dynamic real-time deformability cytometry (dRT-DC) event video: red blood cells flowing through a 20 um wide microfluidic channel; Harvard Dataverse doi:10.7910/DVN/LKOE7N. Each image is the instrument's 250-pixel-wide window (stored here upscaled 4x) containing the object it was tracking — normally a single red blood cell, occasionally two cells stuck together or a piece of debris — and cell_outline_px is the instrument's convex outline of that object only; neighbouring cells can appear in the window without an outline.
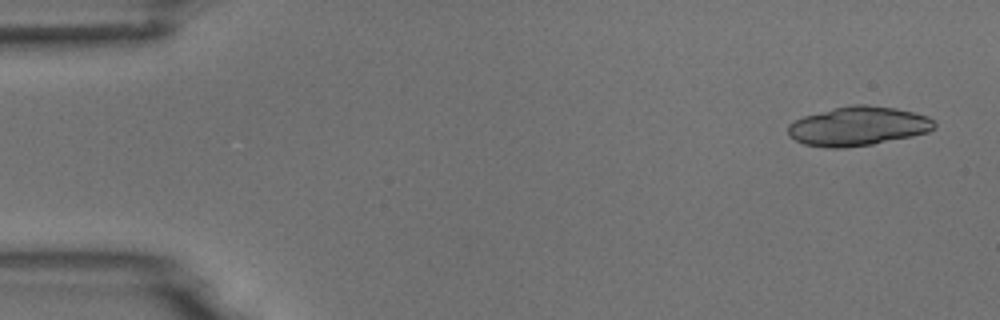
{"species": "common noctule bat (a hibernating species)", "species_latin": "Nyctalus noctula", "temperature_condition": "room temperature", "stored_images_in_passage": 13, "camera_frame_rate_fps": 3000, "um_per_image_px": 0.085, "animal": {"sex": "male", "body_mass_g": 18.8}, "frame": {"image": 1, "passage_image": 1, "time_ms": 0.0, "image_size_px": [1000, 320], "cell_outline_px": [[936, 128], [928, 132], [912, 136], [872, 144], [844, 148], [828, 148], [804, 144], [788, 136], [788, 124], [804, 116], [852, 104], [868, 104], [896, 108], [928, 116], [936, 124]], "centroid_in_image_um": [72.95, 10.73], "position_along_channel_um": 12.1, "area_um2": 33.29}}
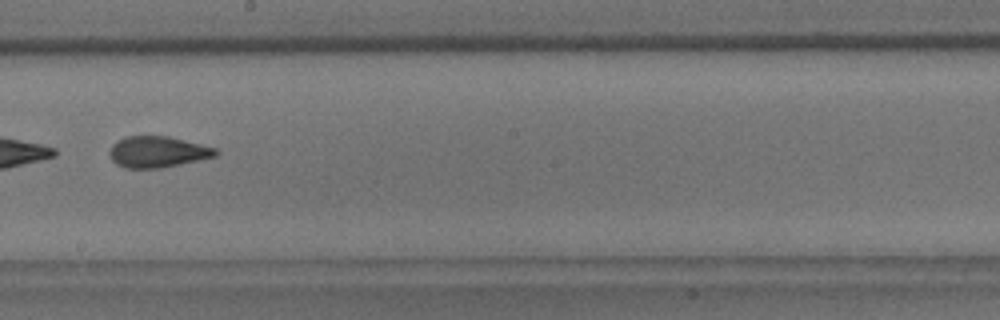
{"frame": {"image": 2, "passage_image": 8, "time_ms": 9.0, "image_size_px": [1000, 320], "cell_outline_px": [[220, 152], [216, 156], [200, 160], [160, 168], [124, 168], [116, 164], [112, 160], [108, 152], [112, 144], [116, 140], [124, 136], [168, 136], [216, 148]], "centroid_in_image_um": [13.37, 12.91], "position_along_channel_um": 234.8, "area_um2": 19.42}}
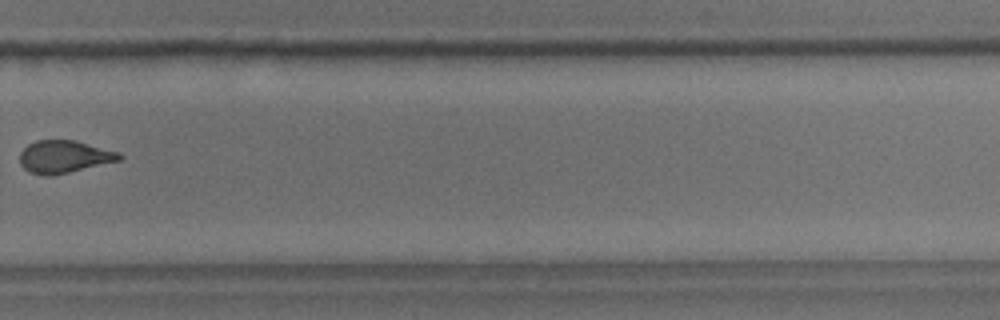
{"frame": {"image": 3, "passage_image": 10, "time_ms": 11.333, "image_size_px": [1000, 320], "cell_outline_px": [[124, 156], [120, 160], [52, 176], [48, 176], [28, 172], [20, 164], [20, 152], [28, 144], [36, 140], [76, 140], [120, 152]], "centroid_in_image_um": [5.45, 13.31], "position_along_channel_um": 324.3, "area_um2": 18.96}}